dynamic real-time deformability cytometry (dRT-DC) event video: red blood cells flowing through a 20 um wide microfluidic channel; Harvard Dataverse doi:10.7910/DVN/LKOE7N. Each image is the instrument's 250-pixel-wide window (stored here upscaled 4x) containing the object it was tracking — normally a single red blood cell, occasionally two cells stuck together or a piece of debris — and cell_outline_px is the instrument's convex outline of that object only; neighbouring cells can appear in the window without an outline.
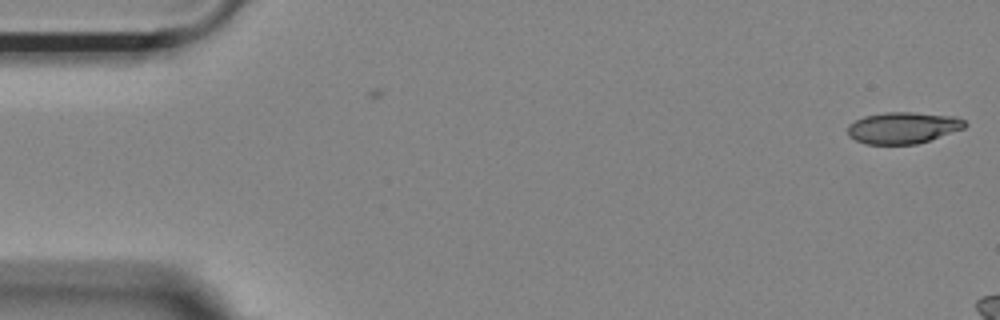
{"species": "Egyptian fruit bat (a non-hibernating species)", "species_latin": "Rousettus aegyptiacus", "temperature_condition": "room temperature", "stored_images_in_passage": 4, "camera_frame_rate_fps": 3000, "um_per_image_px": 0.085, "animal": {"sex": "female"}, "frame": {"image": 1, "passage_image": 4, "time_ms": 1.0, "image_size_px": [1000, 320], "cell_outline_px": [[968, 124], [964, 128], [916, 144], [864, 144], [848, 136], [848, 124], [864, 116], [884, 112], [912, 112], [956, 116], [964, 120]], "centroid_in_image_um": [76.74, 10.85], "position_along_channel_um": 8.3, "area_um2": 21.5}}